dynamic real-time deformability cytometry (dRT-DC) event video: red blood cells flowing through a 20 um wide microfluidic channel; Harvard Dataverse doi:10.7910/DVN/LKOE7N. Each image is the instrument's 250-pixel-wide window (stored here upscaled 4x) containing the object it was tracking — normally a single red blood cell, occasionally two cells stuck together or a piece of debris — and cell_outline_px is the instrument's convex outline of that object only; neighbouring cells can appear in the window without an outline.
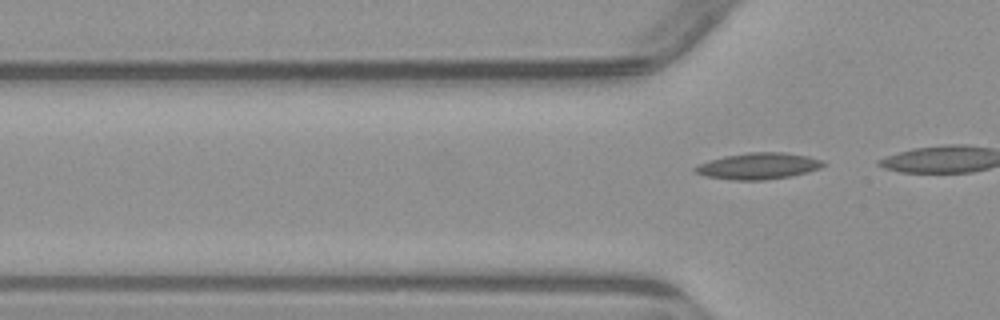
{"species": "common noctule bat (a hibernating species)", "species_latin": "Nyctalus noctula", "temperature_condition": "warm", "stored_images_in_passage": 3, "camera_frame_rate_fps": 3000, "um_per_image_px": 0.085, "animal": {"sex": "male", "body_mass_g": 23.1, "forearm_length_mm": 52.7}, "frame": {"image": 1, "passage_image": 3, "time_ms": 3.333, "image_size_px": [1000, 320], "cell_outline_px": [[824, 164], [820, 168], [808, 172], [792, 176], [764, 180], [732, 180], [708, 176], [696, 172], [692, 168], [708, 160], [724, 156], [748, 152], [784, 152], [808, 156], [820, 160]], "centroid_in_image_um": [64.46, 14.11], "position_along_channel_um": 61.3, "area_um2": 19.59}}